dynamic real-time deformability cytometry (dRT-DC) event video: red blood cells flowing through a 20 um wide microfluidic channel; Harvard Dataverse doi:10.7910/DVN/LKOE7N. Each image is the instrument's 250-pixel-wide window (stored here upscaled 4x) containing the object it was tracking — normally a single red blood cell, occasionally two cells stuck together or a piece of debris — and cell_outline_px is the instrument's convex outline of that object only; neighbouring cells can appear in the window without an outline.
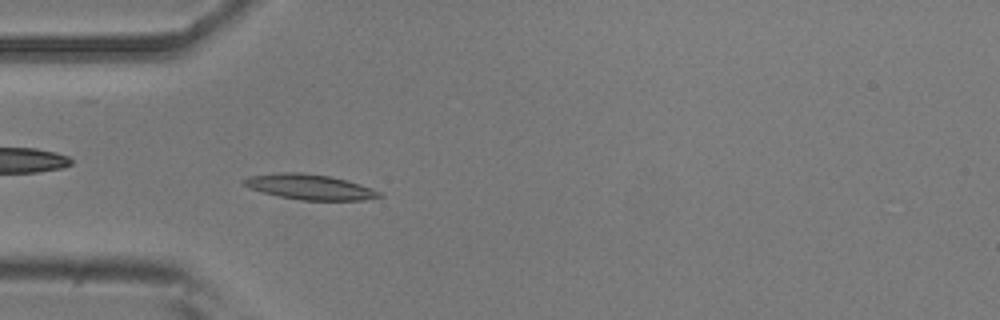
{"species": "common noctule bat (a hibernating species)", "species_latin": "Nyctalus noctula", "temperature_condition": "room temperature", "stored_images_in_passage": 40, "camera_frame_rate_fps": 3000, "um_per_image_px": 0.085, "animal": {"sex": "male", "body_mass_g": 20.5, "forearm_length_mm": 52.5}, "frame": {"image": 1, "passage_image": 4, "time_ms": 1.0, "image_size_px": [1000, 320], "cell_outline_px": [[384, 196], [364, 200], [300, 200], [280, 196], [264, 192], [252, 188], [244, 184], [240, 180], [248, 176], [280, 172], [300, 172], [328, 176], [348, 180], [360, 184], [380, 192]], "centroid_in_image_um": [26.34, 15.88], "position_along_channel_um": 58.7, "area_um2": 19.77}}
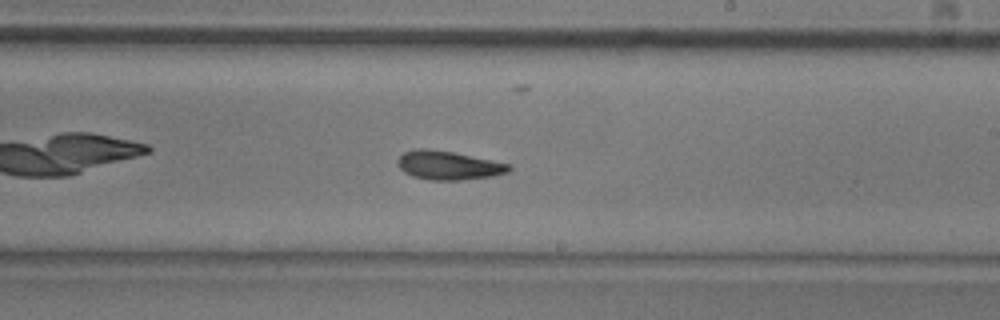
{"frame": {"image": 2, "passage_image": 19, "time_ms": 6.0, "image_size_px": [1000, 320], "cell_outline_px": [[512, 168], [508, 172], [492, 176], [460, 180], [432, 180], [412, 176], [404, 172], [400, 168], [396, 160], [404, 152], [416, 148], [424, 148], [452, 152], [512, 164]], "centroid_in_image_um": [38.12, 14.05], "position_along_channel_um": 250.9, "area_um2": 18.61}}
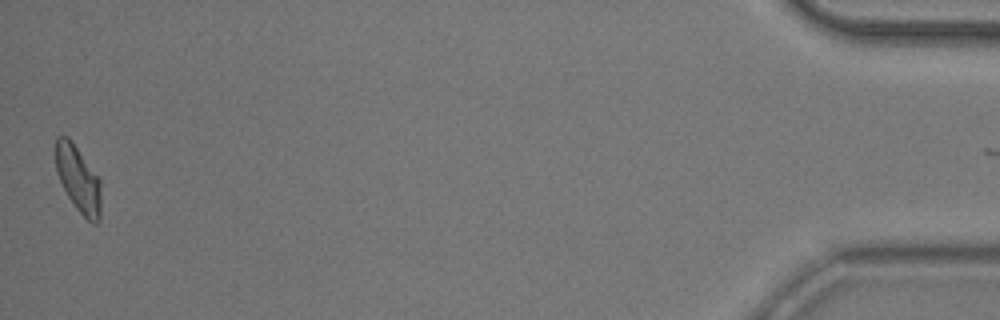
{"frame": {"image": 3, "passage_image": 40, "time_ms": 13.0, "image_size_px": [1000, 320], "cell_outline_px": [[100, 220], [96, 224], [92, 224], [76, 208], [68, 196], [56, 172], [56, 136], [68, 136], [100, 180]], "centroid_in_image_um": [6.65, 15.24], "position_along_channel_um": 428.6, "area_um2": 17.17}, "authors_computed_cell_mechanics": {"area_um2": 18.0914, "velocity_mm_per_s": 3.8927, "shape_relaxation_time_tau1_ms": 4.1219, "shape_relaxation_time_tau2_ms": 8.5719, "deformation_change_tau1": 0.1417, "deformation_change_tau2": 0.1661}}